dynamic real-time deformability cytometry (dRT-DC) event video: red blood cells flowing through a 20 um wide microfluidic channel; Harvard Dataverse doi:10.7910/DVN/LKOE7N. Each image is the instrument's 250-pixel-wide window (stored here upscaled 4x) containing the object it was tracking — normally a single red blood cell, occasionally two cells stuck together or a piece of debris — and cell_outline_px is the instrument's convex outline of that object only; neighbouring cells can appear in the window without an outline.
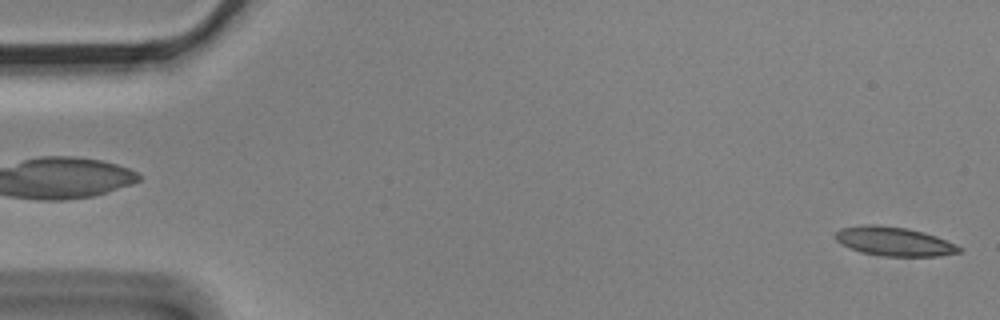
{"species": "Egyptian fruit bat (a non-hibernating species)", "species_latin": "Rousettus aegyptiacus", "temperature_condition": "cold", "stored_images_in_passage": 2, "camera_frame_rate_fps": 3000, "um_per_image_px": 0.085, "animal": {"sex": "male"}, "frame": {"image": 1, "passage_image": 2, "time_ms": 0.333, "image_size_px": [1000, 320], "cell_outline_px": [[964, 248], [960, 252], [940, 256], [880, 256], [860, 252], [848, 248], [840, 244], [832, 236], [840, 228], [860, 224], [876, 224], [908, 228], [924, 232], [936, 236], [956, 244]], "centroid_in_image_um": [75.95, 20.51], "position_along_channel_um": 9.0, "area_um2": 21.39}}